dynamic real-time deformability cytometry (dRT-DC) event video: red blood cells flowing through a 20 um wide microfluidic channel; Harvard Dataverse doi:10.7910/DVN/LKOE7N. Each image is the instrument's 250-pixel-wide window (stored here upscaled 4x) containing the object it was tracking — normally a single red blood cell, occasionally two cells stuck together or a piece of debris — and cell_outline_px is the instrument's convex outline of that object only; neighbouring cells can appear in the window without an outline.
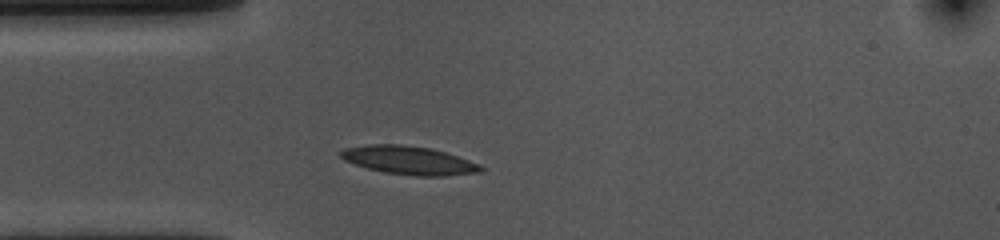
{"species": "common noctule bat (a hibernating species)", "species_latin": "Nyctalus noctula", "temperature_condition": "cold", "stored_images_in_passage": 31, "camera_frame_rate_fps": 3000, "um_per_image_px": 0.085, "animal": {"sex": "female", "body_mass_g": 10.0, "forearm_length_mm": 53.1}, "frame": {"image": 1, "passage_image": 1, "time_ms": 0.0, "image_size_px": [1000, 240], "cell_outline_px": [[484, 168], [480, 172], [444, 176], [416, 176], [384, 172], [368, 168], [344, 160], [340, 156], [340, 152], [344, 148], [368, 144], [400, 144], [432, 148], [480, 164]], "centroid_in_image_um": [34.75, 13.62], "position_along_channel_um": 50.2, "area_um2": 23.06}}
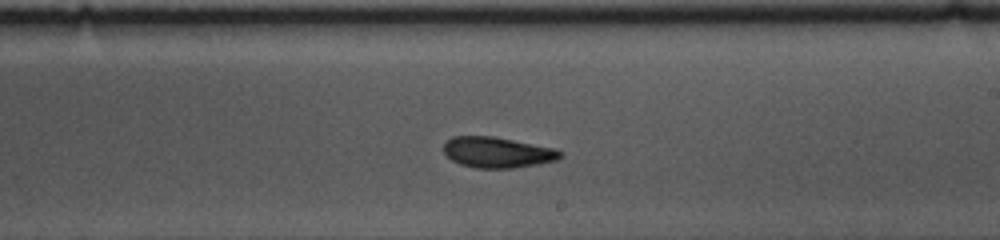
{"frame": {"image": 2, "passage_image": 18, "time_ms": 5.667, "image_size_px": [1000, 240], "cell_outline_px": [[564, 156], [560, 160], [540, 164], [512, 168], [476, 168], [460, 164], [452, 160], [444, 152], [444, 140], [452, 136], [492, 136], [556, 148], [564, 152]], "centroid_in_image_um": [42.33, 12.95], "position_along_channel_um": 246.7, "area_um2": 21.21}}
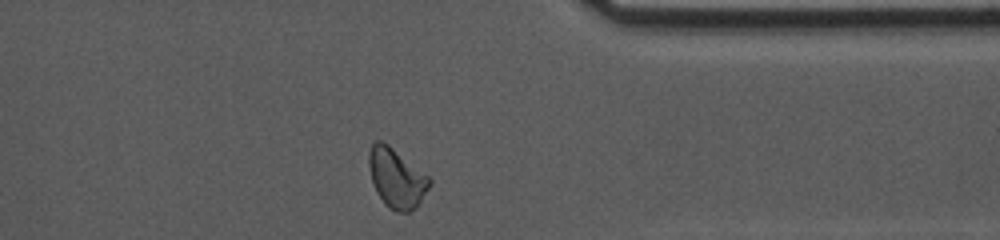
{"frame": {"image": 3, "passage_image": 30, "time_ms": 9.667, "image_size_px": [1000, 240], "cell_outline_px": [[432, 184], [416, 208], [408, 212], [396, 212], [388, 208], [384, 204], [376, 192], [368, 168], [368, 152], [372, 144], [376, 140], [380, 140], [388, 144], [428, 176], [432, 180]], "centroid_in_image_um": [33.69, 15.16], "position_along_channel_um": 377.7, "area_um2": 21.1}, "authors_computed_cell_mechanics": {"area_um2": 21.097, "velocity_mm_per_s": 3.5615, "shape_relaxation_time_tau1_ms": 6.2806, "shape_relaxation_time_tau2_ms": 6.3454, "deformation_change_tau1": 0.1225, "deformation_change_tau2": 0.1058}}